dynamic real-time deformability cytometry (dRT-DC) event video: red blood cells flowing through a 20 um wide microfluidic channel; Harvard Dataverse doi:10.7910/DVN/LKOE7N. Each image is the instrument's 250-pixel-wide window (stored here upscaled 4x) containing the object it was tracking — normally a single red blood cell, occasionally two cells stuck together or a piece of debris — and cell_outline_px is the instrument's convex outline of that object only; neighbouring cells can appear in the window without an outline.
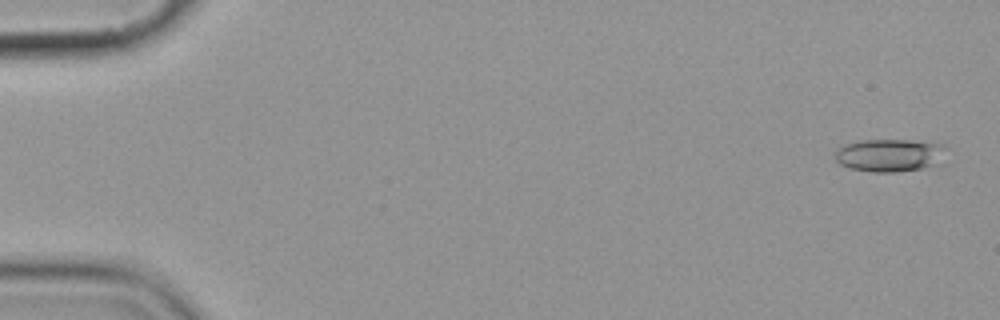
{"species": "common noctule bat (a hibernating species)", "species_latin": "Nyctalus noctula", "temperature_condition": "cold", "stored_images_in_passage": 6, "camera_frame_rate_fps": 3000, "um_per_image_px": 0.085, "animal": {"sex": "female", "body_mass_g": 19.9}, "frame": {"image": 1, "passage_image": 1, "time_ms": 0.0, "image_size_px": [1000, 320], "cell_outline_px": [[948, 164], [924, 168], [896, 172], [872, 172], [852, 168], [840, 164], [836, 160], [836, 148], [860, 140], [908, 140], [944, 144]], "centroid_in_image_um": [75.76, 13.21], "position_along_channel_um": 9.2, "area_um2": 21.73}}